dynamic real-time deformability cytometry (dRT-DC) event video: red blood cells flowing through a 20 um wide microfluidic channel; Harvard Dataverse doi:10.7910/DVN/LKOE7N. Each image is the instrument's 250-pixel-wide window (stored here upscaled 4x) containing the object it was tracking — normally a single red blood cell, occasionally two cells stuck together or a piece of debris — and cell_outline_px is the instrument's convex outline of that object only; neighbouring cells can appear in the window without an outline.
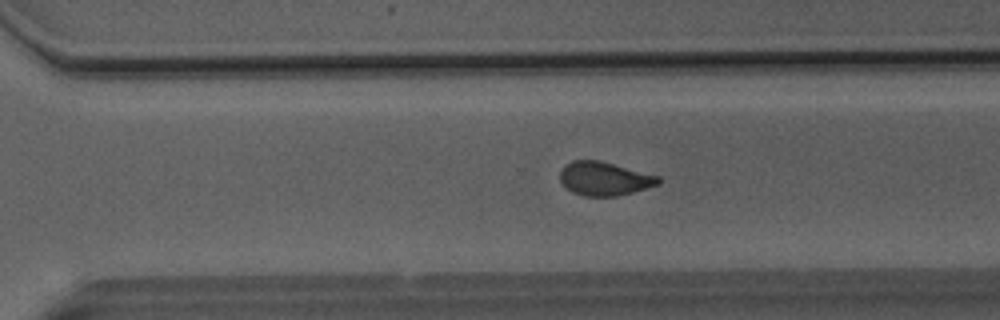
{"species": "Egyptian fruit bat (a non-hibernating species)", "species_latin": "Rousettus aegyptiacus", "temperature_condition": "room temperature", "stored_images_in_passage": 44, "camera_frame_rate_fps": 3000, "um_per_image_px": 0.085, "animal": {"sex": "male"}, "frame": {"image": 1, "passage_image": 29, "time_ms": 9.333, "image_size_px": [1000, 320], "cell_outline_px": [[660, 184], [632, 192], [616, 196], [584, 196], [572, 192], [560, 180], [560, 172], [564, 164], [572, 160], [600, 160], [660, 176]], "centroid_in_image_um": [51.37, 15.17], "position_along_channel_um": 319.2, "area_um2": 19.31}}
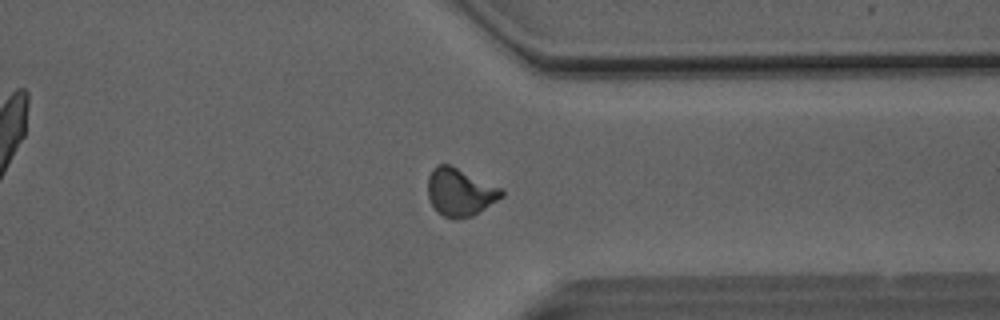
{"frame": {"image": 2, "passage_image": 33, "time_ms": 10.667, "image_size_px": [1000, 320], "cell_outline_px": [[504, 196], [472, 216], [456, 220], [444, 216], [432, 204], [428, 196], [428, 176], [432, 168], [436, 164], [452, 164], [504, 188]], "centroid_in_image_um": [39.13, 16.29], "position_along_channel_um": 372.3, "area_um2": 20.87}}
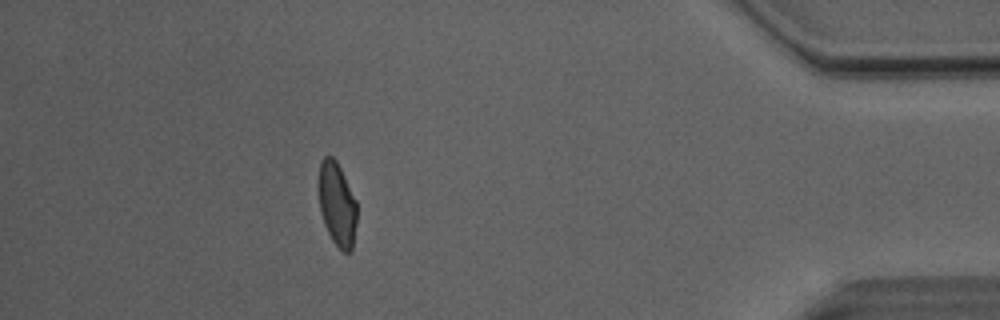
{"frame": {"image": 3, "passage_image": 39, "time_ms": 12.667, "image_size_px": [1000, 320], "cell_outline_px": [[356, 224], [352, 248], [348, 252], [340, 252], [332, 240], [324, 224], [320, 212], [316, 180], [320, 160], [324, 156], [332, 156], [336, 160], [356, 200]], "centroid_in_image_um": [28.6, 17.32], "position_along_channel_um": 406.6, "area_um2": 19.13}, "authors_computed_cell_mechanics": {"area_um2": 19.8832, "velocity_mm_per_s": 4.1007, "shape_relaxation_time_tau1_ms": null, "shape_relaxation_time_tau2_ms": 1.3435, "deformation_change_tau1": null, "deformation_change_tau2": 0.0643}}